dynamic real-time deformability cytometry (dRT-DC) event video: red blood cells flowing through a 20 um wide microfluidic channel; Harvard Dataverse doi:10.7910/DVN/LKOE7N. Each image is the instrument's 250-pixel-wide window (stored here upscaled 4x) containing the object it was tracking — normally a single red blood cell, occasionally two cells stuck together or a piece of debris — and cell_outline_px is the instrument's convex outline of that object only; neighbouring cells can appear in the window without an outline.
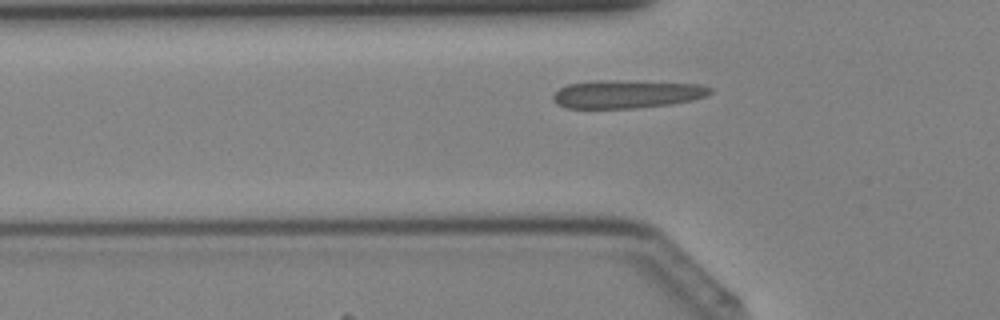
{"species": "Egyptian fruit bat (a non-hibernating species)", "species_latin": "Rousettus aegyptiacus", "temperature_condition": "cold", "stored_images_in_passage": 23, "camera_frame_rate_fps": 3000, "um_per_image_px": 0.085, "animal": {"sex": "female"}, "frame": {"image": 1, "passage_image": 4, "time_ms": 1.0, "image_size_px": [1000, 320], "cell_outline_px": [[712, 92], [704, 96], [692, 100], [672, 104], [636, 108], [568, 108], [556, 104], [552, 96], [560, 88], [568, 84], [592, 80], [604, 80], [700, 84], [712, 88]], "centroid_in_image_um": [53.25, 8.0], "position_along_channel_um": 72.5, "area_um2": 25.61}}
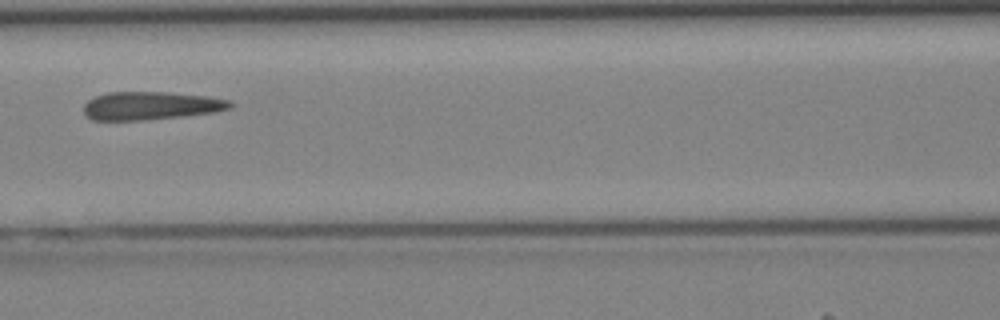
{"frame": {"image": 2, "passage_image": 9, "time_ms": 2.667, "image_size_px": [1000, 320], "cell_outline_px": [[232, 108], [216, 112], [144, 120], [92, 120], [84, 116], [84, 104], [88, 100], [96, 96], [108, 92], [168, 92], [208, 96], [228, 100], [232, 104]], "centroid_in_image_um": [12.79, 8.98], "position_along_channel_um": 153.8, "area_um2": 24.04}}
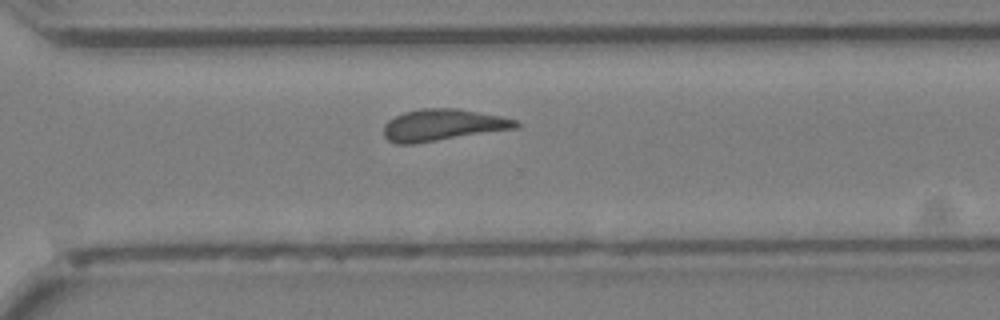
{"frame": {"image": 3, "passage_image": 20, "time_ms": 6.333, "image_size_px": [1000, 320], "cell_outline_px": [[520, 128], [412, 144], [396, 144], [388, 140], [384, 136], [384, 124], [388, 120], [404, 112], [420, 108], [456, 108], [500, 116], [520, 120]], "centroid_in_image_um": [37.66, 10.63], "position_along_channel_um": 332.9, "area_um2": 24.57}}